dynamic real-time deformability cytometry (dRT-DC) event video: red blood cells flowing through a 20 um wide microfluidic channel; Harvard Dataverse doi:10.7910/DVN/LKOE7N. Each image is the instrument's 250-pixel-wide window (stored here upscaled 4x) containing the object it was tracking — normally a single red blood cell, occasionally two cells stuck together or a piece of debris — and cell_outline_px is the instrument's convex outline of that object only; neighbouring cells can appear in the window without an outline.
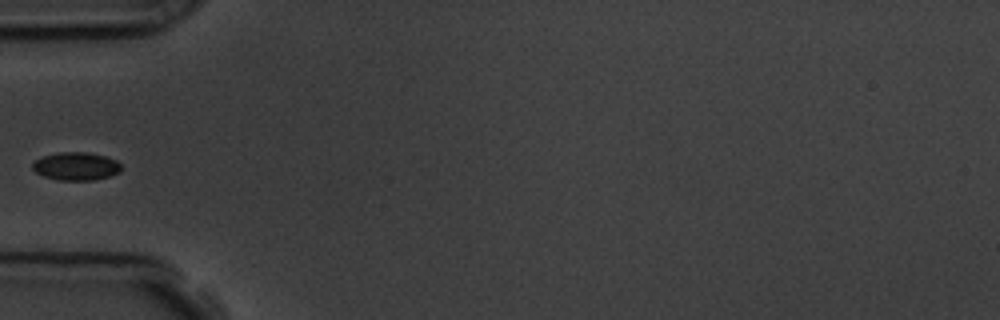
{"species": "common noctule bat (a hibernating species)", "species_latin": "Nyctalus noctula", "temperature_condition": "room temperature", "stored_images_in_passage": 38, "camera_frame_rate_fps": 3000, "um_per_image_px": 0.085, "animal": {"sex": "male", "body_mass_g": 19.5, "forearm_length_mm": 54.6}, "frame": {"image": 1, "passage_image": 1, "time_ms": 0.0, "image_size_px": [1000, 320], "cell_outline_px": [[120, 172], [108, 176], [92, 180], [56, 180], [44, 176], [36, 172], [32, 168], [32, 164], [36, 160], [44, 156], [60, 152], [84, 152], [104, 156], [116, 160], [120, 164]], "centroid_in_image_um": [6.45, 14.13], "position_along_channel_um": 78.6, "area_um2": 14.28}}